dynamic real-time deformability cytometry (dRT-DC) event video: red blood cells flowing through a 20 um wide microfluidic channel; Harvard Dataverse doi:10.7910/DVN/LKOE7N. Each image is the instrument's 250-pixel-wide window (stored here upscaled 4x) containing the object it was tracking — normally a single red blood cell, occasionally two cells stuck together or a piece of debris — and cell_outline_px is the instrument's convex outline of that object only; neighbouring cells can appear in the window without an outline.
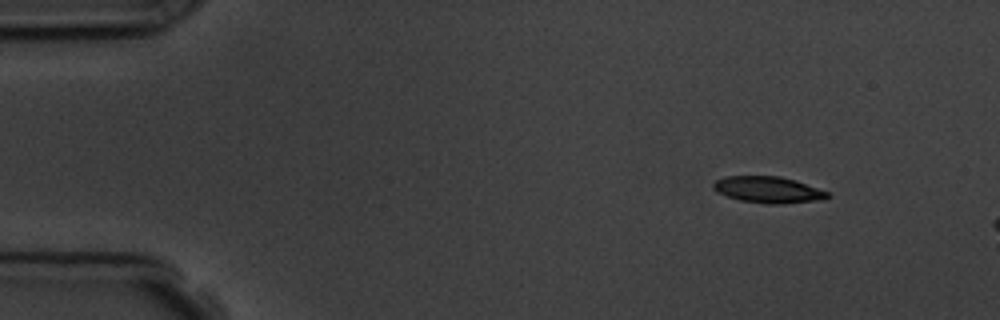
{"species": "common noctule bat (a hibernating species)", "species_latin": "Nyctalus noctula", "temperature_condition": "room temperature", "stored_images_in_passage": 3, "camera_frame_rate_fps": 3000, "um_per_image_px": 0.085, "animal": {"sex": "male", "body_mass_g": 19.5, "forearm_length_mm": 54.6}, "frame": {"image": 1, "passage_image": 1, "time_ms": 0.0, "image_size_px": [1000, 320], "cell_outline_px": [[832, 196], [824, 200], [784, 204], [768, 204], [740, 200], [716, 192], [712, 188], [712, 184], [716, 180], [724, 176], [780, 176], [796, 180], [828, 192]], "centroid_in_image_um": [65.32, 16.13], "position_along_channel_um": 19.7, "area_um2": 17.8}}